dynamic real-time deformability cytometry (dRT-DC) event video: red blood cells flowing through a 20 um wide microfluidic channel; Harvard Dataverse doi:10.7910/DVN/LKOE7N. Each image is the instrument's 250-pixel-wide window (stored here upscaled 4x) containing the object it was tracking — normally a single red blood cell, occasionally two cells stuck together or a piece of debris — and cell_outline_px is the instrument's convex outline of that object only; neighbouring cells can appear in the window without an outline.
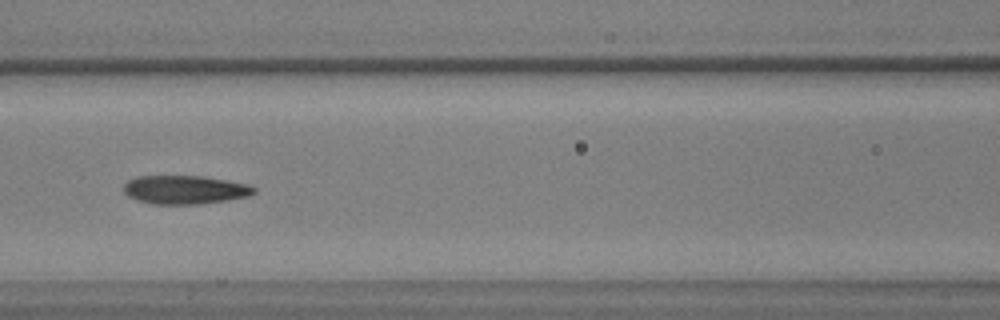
{"species": "common noctule bat (a hibernating species)", "species_latin": "Nyctalus noctula", "temperature_condition": "warm", "stored_images_in_passage": 50, "camera_frame_rate_fps": 3000, "um_per_image_px": 0.085, "animal": {"sex": "male", "body_mass_g": 17.9, "forearm_length_mm": 54.2}, "frame": {"image": 1, "passage_image": 21, "time_ms": 6.667, "image_size_px": [1000, 320], "cell_outline_px": [[256, 192], [248, 196], [228, 200], [200, 204], [152, 204], [136, 200], [128, 196], [124, 192], [124, 184], [128, 180], [136, 176], [204, 176], [228, 180], [248, 184], [256, 188]], "centroid_in_image_um": [15.72, 16.12], "position_along_channel_um": 150.9, "area_um2": 21.91}}
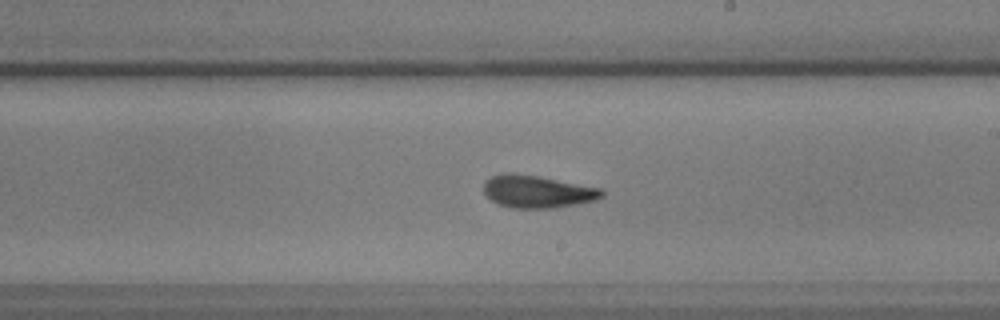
{"frame": {"image": 2, "passage_image": 29, "time_ms": 9.333, "image_size_px": [1000, 320], "cell_outline_px": [[604, 196], [596, 200], [556, 208], [512, 208], [496, 204], [484, 196], [484, 180], [500, 172], [512, 172], [540, 176], [604, 188]], "centroid_in_image_um": [45.66, 16.27], "position_along_channel_um": 243.3, "area_um2": 23.06}}
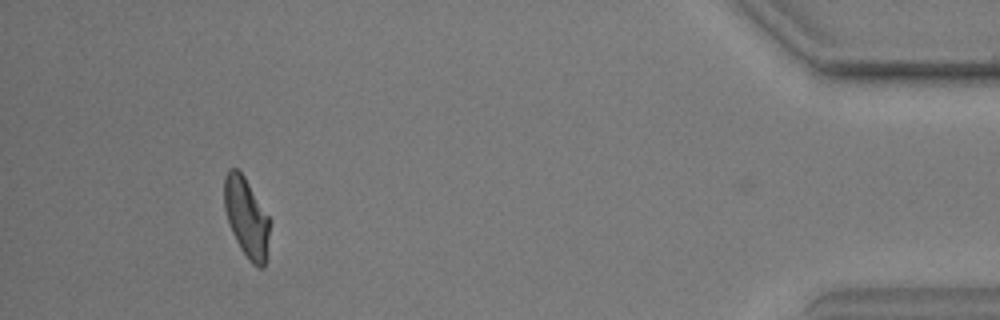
{"frame": {"image": 3, "passage_image": 49, "time_ms": 16.0, "image_size_px": [1000, 320], "cell_outline_px": [[272, 220], [264, 268], [260, 268], [252, 264], [248, 260], [240, 248], [228, 224], [224, 208], [224, 176], [228, 168], [236, 168], [244, 176]], "centroid_in_image_um": [20.96, 18.49], "position_along_channel_um": 414.2, "area_um2": 21.5}}